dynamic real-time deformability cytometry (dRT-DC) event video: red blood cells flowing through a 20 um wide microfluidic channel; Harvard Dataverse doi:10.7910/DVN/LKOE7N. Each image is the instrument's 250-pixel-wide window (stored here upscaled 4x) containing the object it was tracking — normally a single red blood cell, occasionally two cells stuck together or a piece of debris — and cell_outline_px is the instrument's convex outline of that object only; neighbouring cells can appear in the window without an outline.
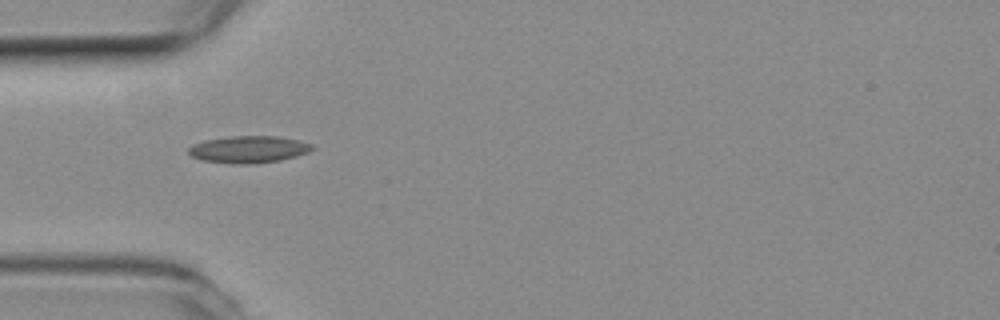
{"species": "common noctule bat (a hibernating species)", "species_latin": "Nyctalus noctula", "temperature_condition": "room temperature", "stored_images_in_passage": 9, "camera_frame_rate_fps": 3000, "um_per_image_px": 0.085, "animal": {"sex": "female", "body_mass_g": 19.3, "forearm_length_mm": 54.1}, "frame": {"image": 1, "passage_image": 3, "time_ms": 0.667, "image_size_px": [1000, 320], "cell_outline_px": [[316, 148], [308, 152], [296, 156], [280, 160], [252, 164], [236, 164], [204, 160], [192, 156], [188, 152], [188, 148], [192, 144], [204, 140], [232, 136], [276, 136], [300, 140], [312, 144]], "centroid_in_image_um": [21.16, 12.69], "position_along_channel_um": 63.8, "area_um2": 19.48}}
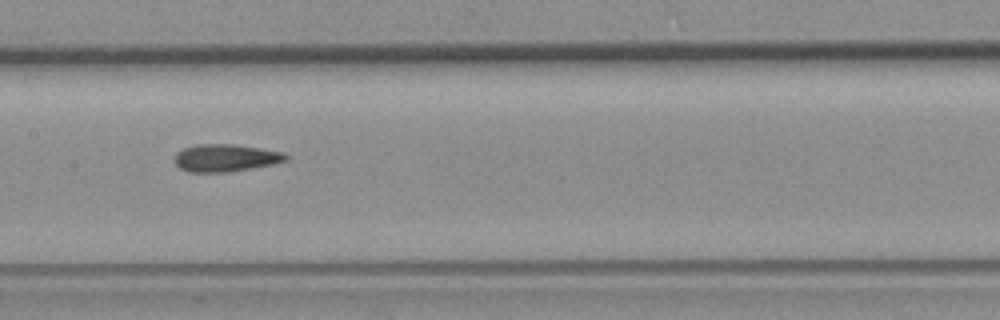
{"frame": {"image": 2, "passage_image": 6, "time_ms": 1.667, "image_size_px": [1000, 320], "cell_outline_px": [[288, 156], [284, 160], [272, 164], [252, 168], [224, 172], [188, 172], [180, 168], [176, 164], [176, 152], [184, 148], [196, 144], [236, 144], [284, 152]], "centroid_in_image_um": [19.15, 13.41], "position_along_channel_um": 188.2, "area_um2": 17.63}}
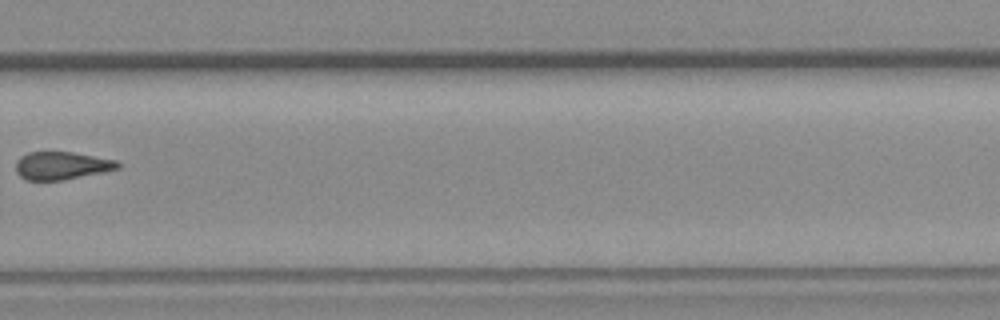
{"frame": {"image": 3, "passage_image": 9, "time_ms": 2.667, "image_size_px": [1000, 320], "cell_outline_px": [[120, 168], [104, 172], [64, 180], [28, 180], [20, 176], [16, 172], [16, 160], [20, 156], [28, 152], [72, 152], [116, 160], [120, 164]], "centroid_in_image_um": [5.23, 14.08], "position_along_channel_um": 324.6, "area_um2": 16.59}}